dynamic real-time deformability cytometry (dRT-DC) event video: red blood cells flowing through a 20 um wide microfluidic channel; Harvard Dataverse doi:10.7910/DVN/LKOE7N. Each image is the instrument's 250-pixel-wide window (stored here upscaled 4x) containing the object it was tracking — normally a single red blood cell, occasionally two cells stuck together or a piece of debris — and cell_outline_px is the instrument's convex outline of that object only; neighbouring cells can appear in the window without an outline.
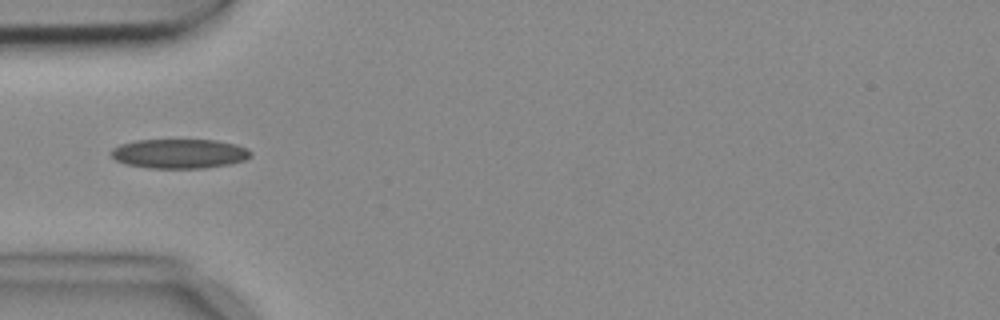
{"species": "common noctule bat (a hibernating species)", "species_latin": "Nyctalus noctula", "temperature_condition": "cold", "stored_images_in_passage": 8, "camera_frame_rate_fps": 3000, "um_per_image_px": 0.085, "animal": {"sex": "female", "body_mass_g": 18.4}, "frame": {"image": 1, "passage_image": 3, "time_ms": 0.667, "image_size_px": [1000, 320], "cell_outline_px": [[252, 156], [244, 160], [228, 164], [204, 168], [148, 168], [124, 164], [116, 160], [108, 152], [112, 148], [120, 144], [136, 140], [216, 140], [236, 144], [248, 148], [252, 152]], "centroid_in_image_um": [15.23, 13.06], "position_along_channel_um": 69.8, "area_um2": 24.16}}
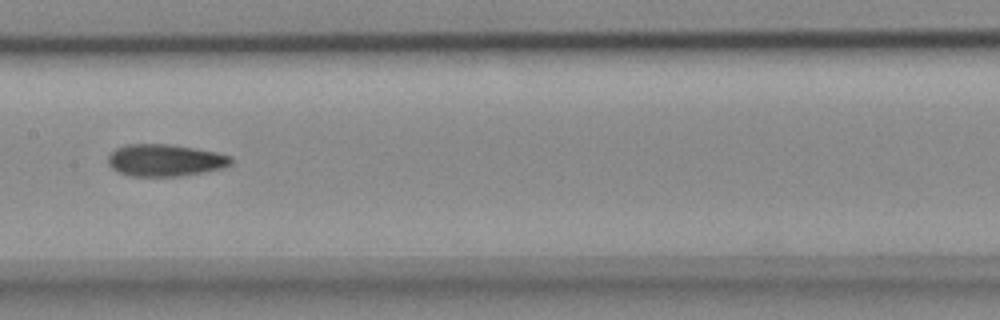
{"frame": {"image": 2, "passage_image": 6, "time_ms": 1.667, "image_size_px": [1000, 320], "cell_outline_px": [[232, 164], [224, 168], [204, 172], [180, 176], [132, 176], [120, 172], [112, 168], [108, 164], [108, 156], [116, 148], [124, 144], [168, 144], [196, 148], [216, 152], [232, 156]], "centroid_in_image_um": [14.06, 13.62], "position_along_channel_um": 193.3, "area_um2": 23.06}}
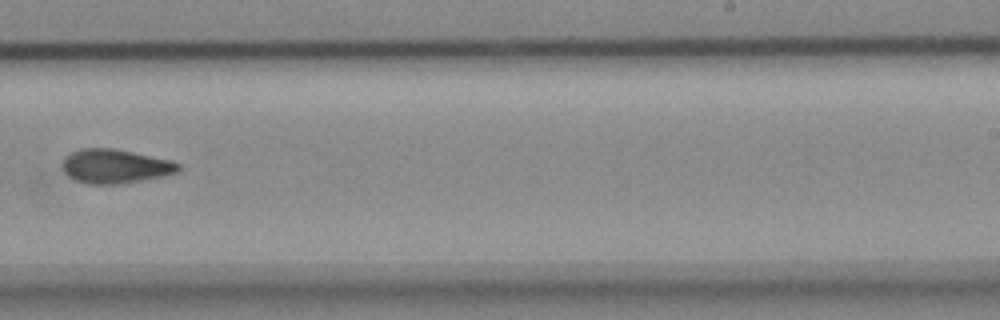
{"frame": {"image": 3, "passage_image": 8, "time_ms": 2.333, "image_size_px": [1000, 320], "cell_outline_px": [[180, 172], [164, 176], [116, 184], [84, 184], [68, 176], [64, 168], [64, 156], [68, 152], [80, 148], [112, 148], [172, 160], [180, 164]], "centroid_in_image_um": [9.8, 14.12], "position_along_channel_um": 279.2, "area_um2": 23.06}}